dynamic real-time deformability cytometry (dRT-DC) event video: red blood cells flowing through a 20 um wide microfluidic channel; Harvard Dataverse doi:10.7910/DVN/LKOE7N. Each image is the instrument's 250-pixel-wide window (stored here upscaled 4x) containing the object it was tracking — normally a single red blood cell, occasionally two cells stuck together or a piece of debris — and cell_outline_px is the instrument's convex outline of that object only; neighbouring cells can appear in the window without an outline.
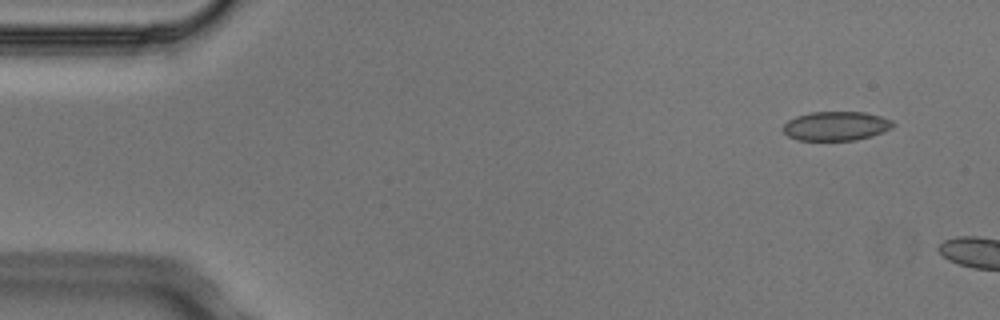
{"species": "Egyptian fruit bat (a non-hibernating species)", "species_latin": "Rousettus aegyptiacus", "temperature_condition": "cold", "stored_images_in_passage": 2, "camera_frame_rate_fps": 3000, "um_per_image_px": 0.085, "animal": {"sex": "male"}, "frame": {"image": 1, "passage_image": 1, "time_ms": 0.0, "image_size_px": [1000, 320], "cell_outline_px": [[896, 124], [892, 128], [884, 132], [872, 136], [856, 140], [796, 140], [788, 136], [780, 128], [788, 120], [796, 116], [812, 112], [864, 112], [880, 116], [892, 120]], "centroid_in_image_um": [71.07, 10.71], "position_along_channel_um": 13.9, "area_um2": 18.84}}